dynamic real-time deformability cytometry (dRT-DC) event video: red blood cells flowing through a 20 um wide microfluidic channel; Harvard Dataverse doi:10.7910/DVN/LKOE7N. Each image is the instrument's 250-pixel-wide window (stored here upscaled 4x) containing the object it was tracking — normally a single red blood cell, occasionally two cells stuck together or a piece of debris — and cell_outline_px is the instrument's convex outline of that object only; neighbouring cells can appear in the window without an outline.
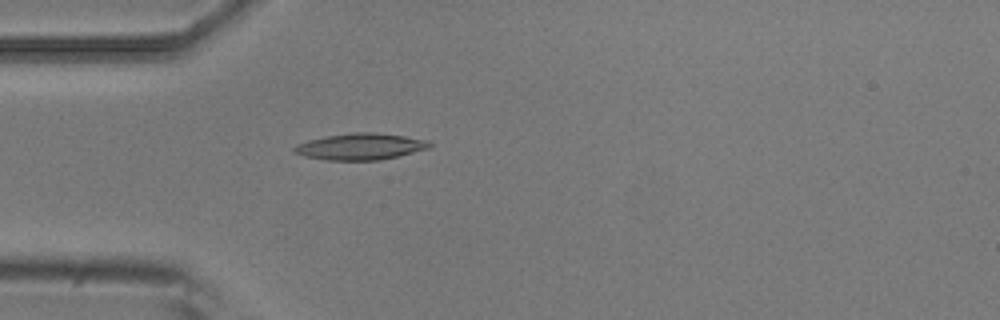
{"species": "common noctule bat (a hibernating species)", "species_latin": "Nyctalus noctula", "temperature_condition": "room temperature", "stored_images_in_passage": 4, "camera_frame_rate_fps": 3000, "um_per_image_px": 0.085, "animal": {"sex": "male", "body_mass_g": 20.5, "forearm_length_mm": 52.5}, "frame": {"image": 1, "passage_image": 3, "time_ms": 0.667, "image_size_px": [1000, 320], "cell_outline_px": [[432, 144], [428, 148], [380, 160], [328, 160], [304, 156], [292, 152], [292, 148], [296, 144], [308, 140], [328, 136], [352, 132], [376, 132], [404, 136], [428, 140]], "centroid_in_image_um": [30.59, 12.45], "position_along_channel_um": 54.4, "area_um2": 20.75}}